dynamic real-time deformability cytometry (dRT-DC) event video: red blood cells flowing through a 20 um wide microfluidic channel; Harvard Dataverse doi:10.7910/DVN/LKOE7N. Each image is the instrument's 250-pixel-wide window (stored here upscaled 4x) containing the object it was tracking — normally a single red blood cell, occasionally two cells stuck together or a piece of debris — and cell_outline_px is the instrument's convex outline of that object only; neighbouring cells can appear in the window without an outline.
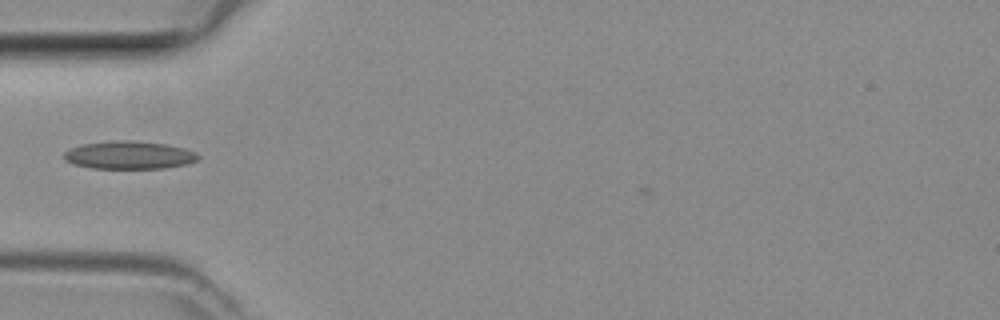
{"species": "common noctule bat (a hibernating species)", "species_latin": "Nyctalus noctula", "temperature_condition": "room temperature", "stored_images_in_passage": 33, "camera_frame_rate_fps": 3000, "um_per_image_px": 0.085, "animal": {"sex": "female", "body_mass_g": 29.2, "forearm_length_mm": 56.3}, "frame": {"image": 1, "passage_image": 1, "time_ms": 0.0, "image_size_px": [1000, 320], "cell_outline_px": [[200, 156], [196, 160], [184, 164], [164, 168], [92, 168], [72, 164], [64, 160], [64, 152], [68, 148], [80, 144], [116, 140], [136, 140], [164, 144], [184, 148], [196, 152]], "centroid_in_image_um": [10.92, 13.17], "position_along_channel_um": 74.1, "area_um2": 21.91}}
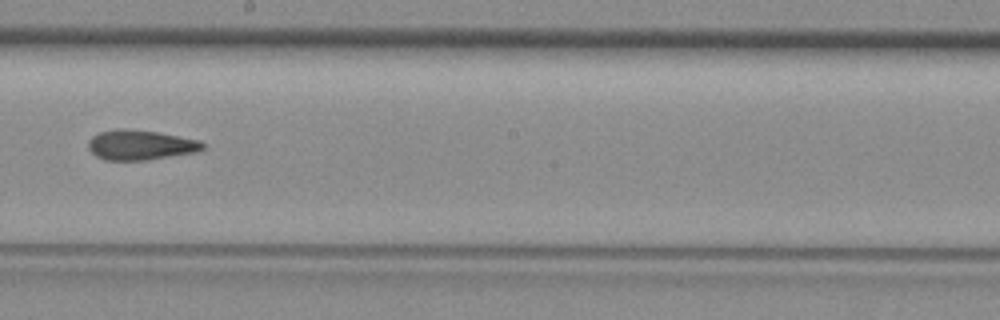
{"frame": {"image": 2, "passage_image": 12, "time_ms": 3.667, "image_size_px": [1000, 320], "cell_outline_px": [[204, 148], [196, 152], [148, 160], [104, 160], [96, 156], [88, 148], [88, 140], [92, 136], [100, 132], [116, 128], [124, 128], [156, 132], [200, 140], [204, 144]], "centroid_in_image_um": [11.91, 12.32], "position_along_channel_um": 236.3, "area_um2": 20.0}}
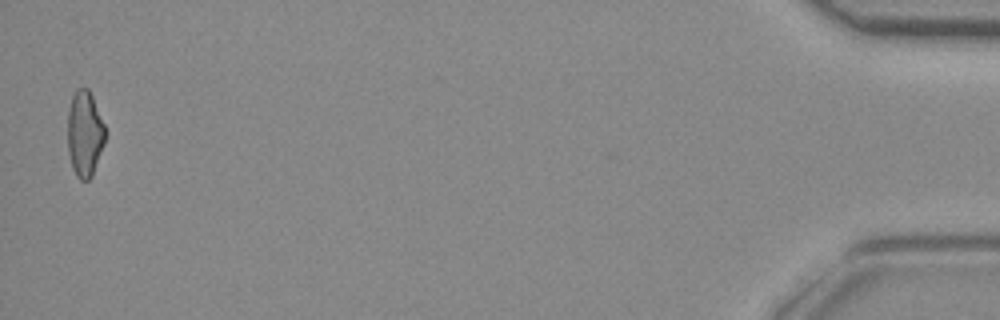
{"frame": {"image": 3, "passage_image": 32, "time_ms": 10.333, "image_size_px": [1000, 320], "cell_outline_px": [[104, 144], [92, 176], [88, 180], [80, 180], [76, 176], [72, 168], [68, 152], [68, 112], [72, 96], [76, 88], [88, 88], [92, 96], [104, 124]], "centroid_in_image_um": [7.18, 11.38], "position_along_channel_um": 428.0, "area_um2": 18.67}}